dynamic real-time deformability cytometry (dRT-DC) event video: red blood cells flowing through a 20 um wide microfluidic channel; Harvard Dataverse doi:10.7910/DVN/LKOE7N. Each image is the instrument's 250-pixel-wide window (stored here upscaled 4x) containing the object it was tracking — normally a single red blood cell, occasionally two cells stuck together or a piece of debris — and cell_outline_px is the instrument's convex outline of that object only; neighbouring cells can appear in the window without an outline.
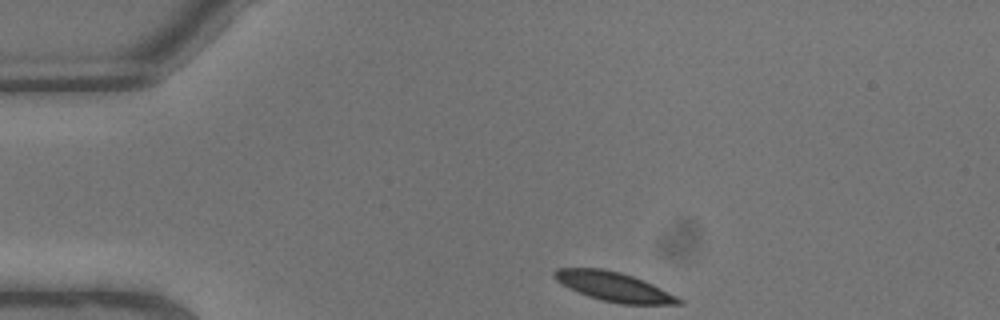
{"species": "common noctule bat (a hibernating species)", "species_latin": "Nyctalus noctula", "temperature_condition": "warm", "stored_images_in_passage": 7, "camera_frame_rate_fps": 3000, "um_per_image_px": 0.085, "animal": {"sex": "male", "body_mass_g": 13.3}, "frame": {"image": 1, "passage_image": 1, "time_ms": 0.0, "image_size_px": [1000, 320], "cell_outline_px": [[684, 304], [620, 304], [600, 300], [588, 296], [568, 288], [556, 280], [552, 276], [552, 272], [556, 268], [600, 268], [620, 272], [632, 276], [652, 284], [684, 300]], "centroid_in_image_um": [52.14, 24.37], "position_along_channel_um": 32.9, "area_um2": 21.15}}
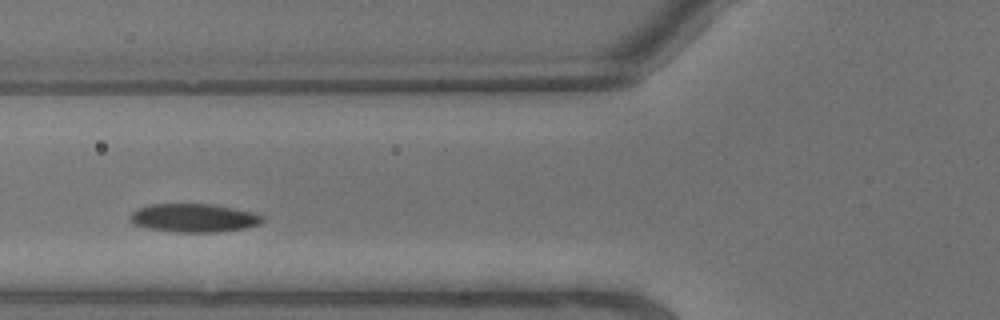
{"frame": {"image": 2, "passage_image": 5, "time_ms": 1.333, "image_size_px": [1000, 320], "cell_outline_px": [[264, 220], [260, 224], [244, 228], [216, 232], [176, 232], [148, 228], [136, 224], [128, 216], [136, 208], [152, 204], [212, 204], [256, 212], [264, 216]], "centroid_in_image_um": [16.51, 18.51], "position_along_channel_um": 109.3, "area_um2": 21.96}}
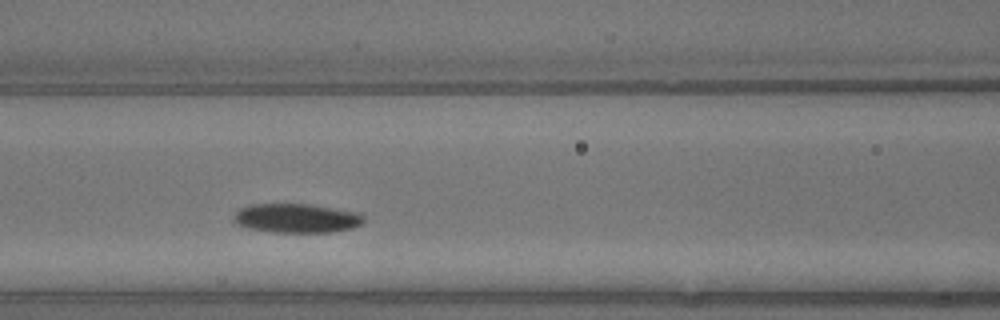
{"frame": {"image": 3, "passage_image": 6, "time_ms": 1.667, "image_size_px": [1000, 320], "cell_outline_px": [[364, 220], [360, 224], [352, 228], [328, 232], [272, 232], [248, 228], [232, 220], [236, 212], [240, 208], [252, 204], [308, 204], [356, 212], [364, 216]], "centroid_in_image_um": [25.18, 18.54], "position_along_channel_um": 141.4, "area_um2": 21.79}}